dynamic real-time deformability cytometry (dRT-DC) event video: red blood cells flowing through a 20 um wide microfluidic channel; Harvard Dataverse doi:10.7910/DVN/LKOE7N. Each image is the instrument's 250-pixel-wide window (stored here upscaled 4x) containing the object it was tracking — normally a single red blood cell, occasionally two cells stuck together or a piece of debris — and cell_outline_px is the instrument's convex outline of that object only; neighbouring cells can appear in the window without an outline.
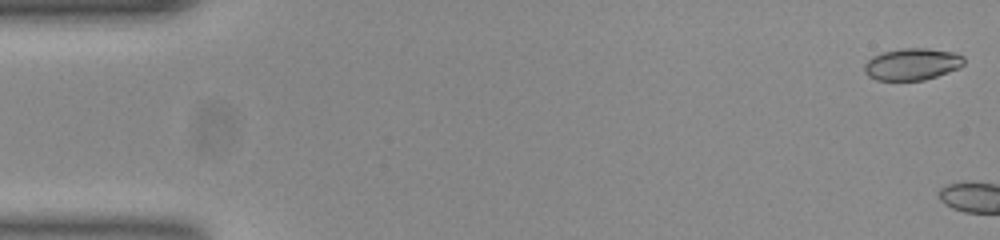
{"species": "common noctule bat (a hibernating species)", "species_latin": "Nyctalus noctula", "temperature_condition": "room temperature", "stored_images_in_passage": 4, "camera_frame_rate_fps": 3000, "um_per_image_px": 0.085, "animal": {"sex": "female", "body_mass_g": 23.0, "forearm_length_mm": 53.4}, "frame": {"image": 1, "passage_image": 1, "time_ms": 0.0, "image_size_px": [1000, 240], "cell_outline_px": [[964, 64], [960, 68], [924, 80], [876, 80], [868, 76], [864, 72], [864, 64], [872, 56], [884, 52], [900, 48], [928, 48], [952, 52], [964, 56]], "centroid_in_image_um": [77.53, 5.45], "position_along_channel_um": 7.5, "area_um2": 18.55}}